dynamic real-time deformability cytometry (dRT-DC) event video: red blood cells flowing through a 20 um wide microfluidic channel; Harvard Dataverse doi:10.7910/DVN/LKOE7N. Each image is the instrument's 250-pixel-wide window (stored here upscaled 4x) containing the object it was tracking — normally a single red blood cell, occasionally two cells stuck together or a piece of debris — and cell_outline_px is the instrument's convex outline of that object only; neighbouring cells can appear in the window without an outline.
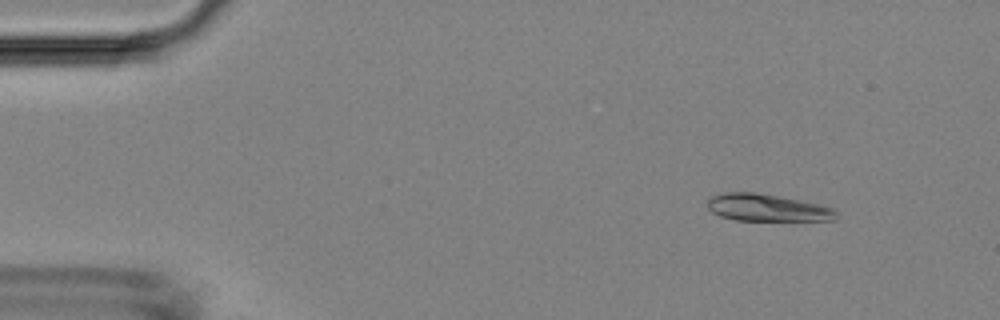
{"species": "Egyptian fruit bat (a non-hibernating species)", "species_latin": "Rousettus aegyptiacus", "temperature_condition": "room temperature", "stored_images_in_passage": 51, "camera_frame_rate_fps": 3000, "um_per_image_px": 0.085, "animal": {"sex": "female"}, "frame": {"image": 1, "passage_image": 4, "time_ms": 1.0, "image_size_px": [1000, 320], "cell_outline_px": [[836, 220], [736, 220], [720, 216], [712, 212], [708, 208], [708, 200], [712, 196], [720, 192], [756, 192], [780, 196], [800, 200], [832, 208], [836, 212]], "centroid_in_image_um": [65.16, 17.64], "position_along_channel_um": 19.8, "area_um2": 20.23}}
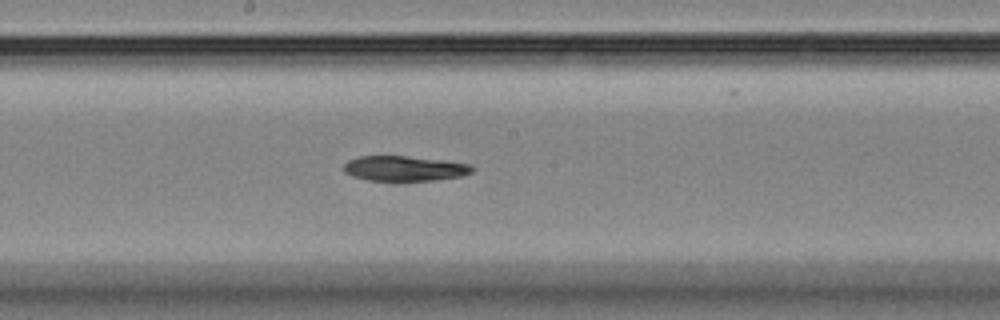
{"frame": {"image": 2, "passage_image": 26, "time_ms": 8.333, "image_size_px": [1000, 320], "cell_outline_px": [[476, 168], [472, 172], [460, 176], [432, 180], [396, 184], [368, 180], [352, 176], [344, 172], [344, 164], [348, 160], [360, 156], [404, 156], [444, 160], [472, 164]], "centroid_in_image_um": [34.37, 14.36], "position_along_channel_um": 213.8, "area_um2": 19.59}}
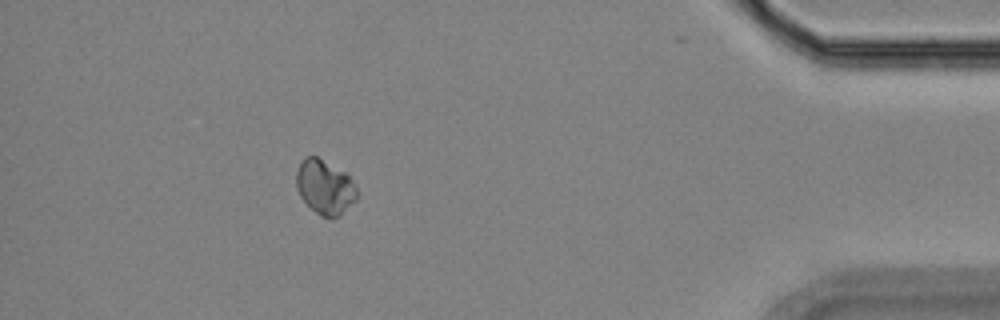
{"frame": {"image": 3, "passage_image": 45, "time_ms": 14.667, "image_size_px": [1000, 320], "cell_outline_px": [[356, 200], [340, 216], [320, 216], [300, 196], [296, 188], [296, 172], [304, 156], [316, 156], [344, 172], [356, 184]], "centroid_in_image_um": [27.6, 15.89], "position_along_channel_um": 407.6, "area_um2": 18.96}, "authors_computed_cell_mechanics": {"area_um2": 19.7676, "velocity_mm_per_s": 3.8129, "shape_relaxation_time_tau1_ms": 9.8174, "shape_relaxation_time_tau2_ms": null, "deformation_change_tau1": 0.1782, "deformation_change_tau2": null}}